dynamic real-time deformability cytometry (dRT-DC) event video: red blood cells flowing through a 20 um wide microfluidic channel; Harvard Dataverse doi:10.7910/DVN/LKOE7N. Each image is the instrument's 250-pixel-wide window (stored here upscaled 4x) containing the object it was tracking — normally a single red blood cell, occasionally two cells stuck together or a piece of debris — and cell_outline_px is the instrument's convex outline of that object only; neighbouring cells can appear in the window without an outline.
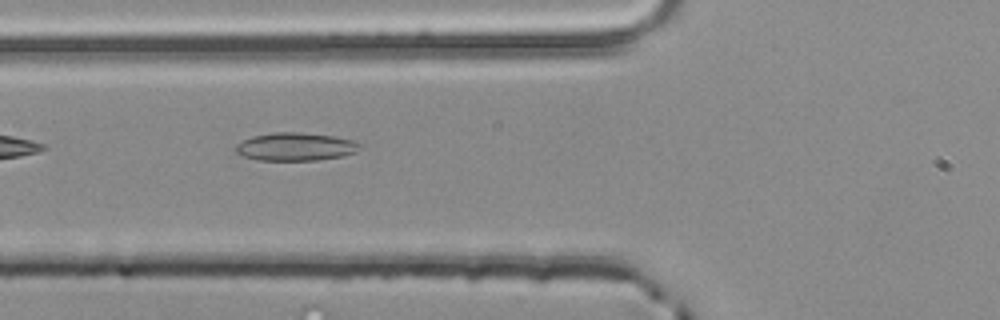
{"species": "common noctule bat (a hibernating species)", "species_latin": "Nyctalus noctula", "temperature_condition": "room temperature", "stored_images_in_passage": 4, "segment_of_instrument_passage": [2, 2], "camera_frame_rate_fps": 3000, "um_per_image_px": 0.085, "animal": {"sex": "male", "body_mass_g": 20.4}, "frame": {"image": 1, "passage_image": 4, "time_ms": 1.0, "image_size_px": [1000, 320], "cell_outline_px": [[364, 148], [356, 152], [340, 156], [316, 160], [256, 160], [244, 156], [236, 152], [236, 144], [252, 136], [272, 132], [304, 132], [336, 136], [352, 140], [364, 144]], "centroid_in_image_um": [25.18, 12.45], "position_along_channel_um": 100.6, "area_um2": 20.52}}